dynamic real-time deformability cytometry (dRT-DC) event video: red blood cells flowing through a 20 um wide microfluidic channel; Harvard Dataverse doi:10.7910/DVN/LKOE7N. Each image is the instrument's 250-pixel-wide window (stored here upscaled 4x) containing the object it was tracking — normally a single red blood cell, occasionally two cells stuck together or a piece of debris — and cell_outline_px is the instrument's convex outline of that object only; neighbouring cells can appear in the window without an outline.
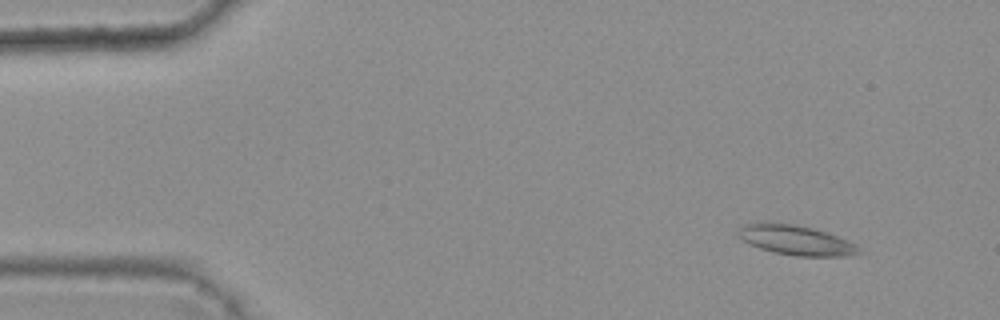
{"species": "common noctule bat (a hibernating species)", "species_latin": "Nyctalus noctula", "temperature_condition": "warm", "stored_images_in_passage": 4, "camera_frame_rate_fps": 3000, "um_per_image_px": 0.085, "animal": {"sex": "female", "body_mass_g": 25.1}, "frame": {"image": 1, "passage_image": 2, "time_ms": 0.333, "image_size_px": [1000, 320], "cell_outline_px": [[860, 252], [852, 256], [796, 256], [772, 252], [760, 248], [736, 236], [736, 232], [744, 224], [760, 220], [772, 220], [796, 224], [812, 228], [836, 236], [856, 244], [860, 248]], "centroid_in_image_um": [67.58, 20.37], "position_along_channel_um": 17.4, "area_um2": 21.39}}